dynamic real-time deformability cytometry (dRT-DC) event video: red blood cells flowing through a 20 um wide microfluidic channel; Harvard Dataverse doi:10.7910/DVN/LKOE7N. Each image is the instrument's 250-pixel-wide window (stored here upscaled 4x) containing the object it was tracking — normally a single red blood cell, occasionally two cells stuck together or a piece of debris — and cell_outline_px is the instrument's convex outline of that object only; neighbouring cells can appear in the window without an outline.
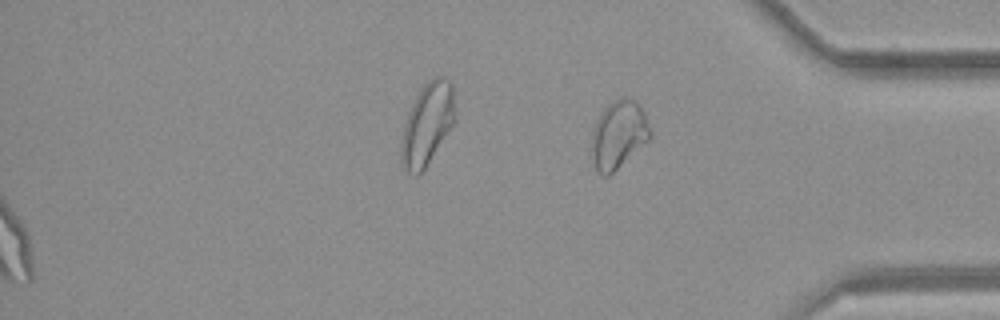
{"species": "common noctule bat (a hibernating species)", "species_latin": "Nyctalus noctula", "temperature_condition": "room temperature", "stored_images_in_passage": 51, "segment_of_instrument_passage": [2, 2], "camera_frame_rate_fps": 3000, "um_per_image_px": 0.085, "animal": {"sex": "female", "body_mass_g": 21.9}, "frame": {"image": 1, "passage_image": 51, "time_ms": 16.667, "image_size_px": [1000, 320], "cell_outline_px": [[652, 136], [648, 140], [608, 176], [604, 176], [596, 168], [592, 160], [592, 132], [596, 120], [600, 112], [612, 100], [624, 96], [628, 96], [636, 100], [640, 104], [644, 112], [652, 132]], "centroid_in_image_um": [52.58, 11.37], "position_along_channel_um": 382.6, "area_um2": 23.18}}